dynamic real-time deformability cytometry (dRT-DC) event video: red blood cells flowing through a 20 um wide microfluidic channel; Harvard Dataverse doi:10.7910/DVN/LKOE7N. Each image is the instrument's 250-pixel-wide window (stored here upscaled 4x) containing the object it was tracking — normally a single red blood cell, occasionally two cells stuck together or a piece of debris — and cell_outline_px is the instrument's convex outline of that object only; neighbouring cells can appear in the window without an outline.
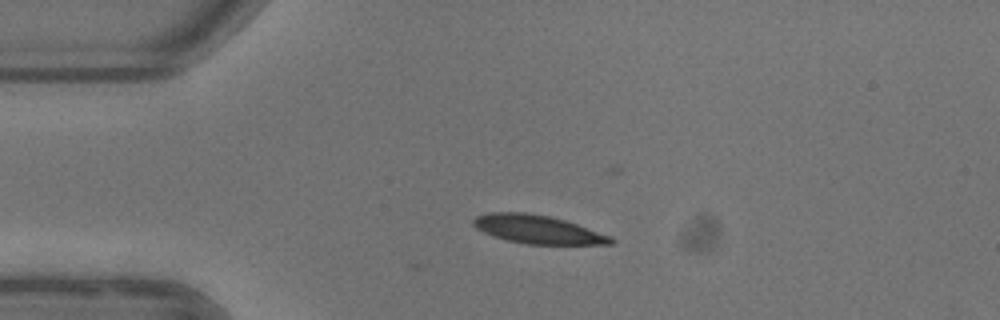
{"species": "common noctule bat (a hibernating species)", "species_latin": "Nyctalus noctula", "temperature_condition": "warm", "stored_images_in_passage": 3, "camera_frame_rate_fps": 3000, "um_per_image_px": 0.085, "animal": {"sex": "female"}, "frame": {"image": 1, "passage_image": 1, "time_ms": 0.0, "image_size_px": [1000, 320], "cell_outline_px": [[616, 240], [612, 244], [524, 244], [492, 236], [476, 228], [472, 224], [472, 220], [476, 216], [492, 212], [524, 212], [548, 216], [564, 220], [612, 236]], "centroid_in_image_um": [45.7, 19.5], "position_along_channel_um": 39.3, "area_um2": 22.66}}